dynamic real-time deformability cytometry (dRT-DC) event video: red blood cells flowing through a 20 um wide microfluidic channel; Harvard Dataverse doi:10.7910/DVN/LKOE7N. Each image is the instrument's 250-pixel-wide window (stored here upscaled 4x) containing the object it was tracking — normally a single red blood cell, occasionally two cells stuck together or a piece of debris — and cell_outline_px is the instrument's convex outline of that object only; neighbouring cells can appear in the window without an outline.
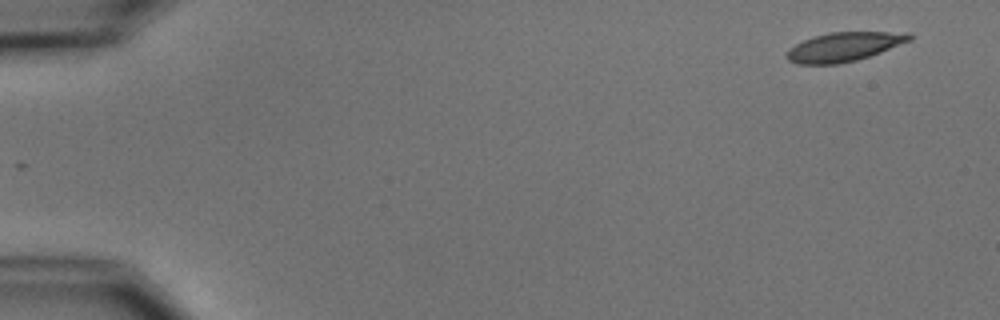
{"species": "common noctule bat (a hibernating species)", "species_latin": "Nyctalus noctula", "temperature_condition": "cold", "stored_images_in_passage": 4, "segment_of_instrument_passage": [2, 2], "camera_frame_rate_fps": 3000, "um_per_image_px": 0.085, "animal": {"sex": "male", "body_mass_g": 15.6}, "frame": {"image": 1, "passage_image": 4, "time_ms": 3.667, "image_size_px": [1000, 320], "cell_outline_px": [[912, 40], [880, 52], [856, 60], [840, 64], [796, 64], [788, 60], [784, 56], [788, 48], [812, 36], [828, 32], [912, 32]], "centroid_in_image_um": [71.71, 3.97], "position_along_channel_um": 13.3, "area_um2": 20.98}}